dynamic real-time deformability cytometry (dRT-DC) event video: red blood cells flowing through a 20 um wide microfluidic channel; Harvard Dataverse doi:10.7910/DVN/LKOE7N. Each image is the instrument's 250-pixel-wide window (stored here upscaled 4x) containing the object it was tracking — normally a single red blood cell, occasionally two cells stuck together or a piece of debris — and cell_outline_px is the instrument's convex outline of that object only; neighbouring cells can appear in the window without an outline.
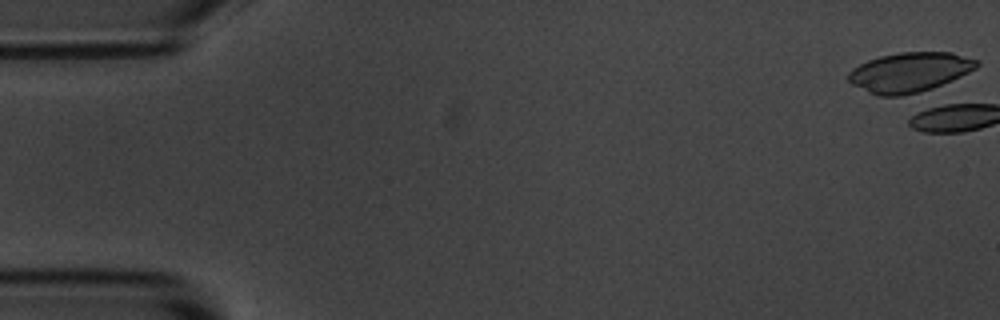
{"species": "common noctule bat (a hibernating species)", "species_latin": "Nyctalus noctula", "temperature_condition": "room temperature", "stored_images_in_passage": 3, "camera_frame_rate_fps": 3000, "um_per_image_px": 0.085, "animal": {"sex": "male", "body_mass_g": 20.1, "forearm_length_mm": 53.5}, "frame": {"image": 1, "passage_image": 1, "time_ms": 0.0, "image_size_px": [1000, 320], "cell_outline_px": [[980, 64], [976, 68], [952, 80], [932, 88], [920, 92], [900, 96], [880, 96], [868, 92], [852, 84], [848, 80], [848, 72], [852, 68], [868, 60], [880, 56], [900, 52], [952, 52], [980, 60]], "centroid_in_image_um": [77.32, 6.13], "position_along_channel_um": 7.7, "area_um2": 29.71}}